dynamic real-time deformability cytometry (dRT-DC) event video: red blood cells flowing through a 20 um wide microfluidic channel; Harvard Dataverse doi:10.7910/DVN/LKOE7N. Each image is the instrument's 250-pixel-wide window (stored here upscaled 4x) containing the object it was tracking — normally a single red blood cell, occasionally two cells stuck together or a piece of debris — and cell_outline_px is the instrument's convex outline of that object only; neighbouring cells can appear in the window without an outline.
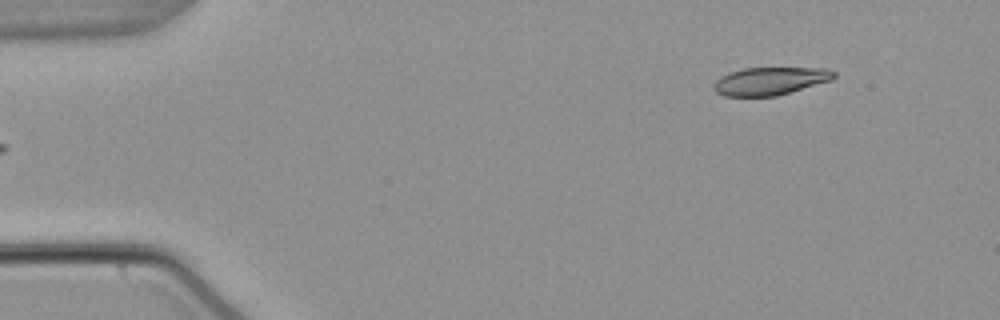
{"species": "common noctule bat (a hibernating species)", "species_latin": "Nyctalus noctula", "temperature_condition": "warm", "stored_images_in_passage": 48, "camera_frame_rate_fps": 3000, "um_per_image_px": 0.085, "animal": {"sex": "male", "body_mass_g": 21.5, "forearm_length_mm": 52.0}, "frame": {"image": 1, "passage_image": 1, "time_ms": 0.0, "image_size_px": [1000, 320], "cell_outline_px": [[836, 76], [832, 80], [776, 96], [724, 96], [716, 92], [712, 88], [716, 80], [720, 76], [728, 72], [744, 68], [828, 68], [836, 72]], "centroid_in_image_um": [65.45, 6.88], "position_along_channel_um": 19.5, "area_um2": 19.59}}
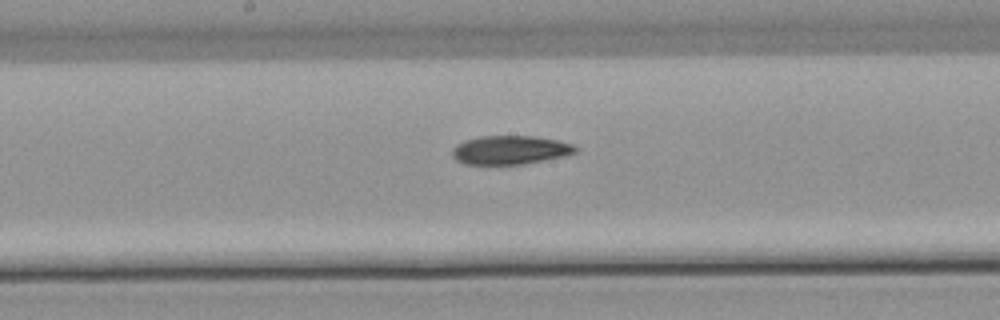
{"frame": {"image": 2, "passage_image": 23, "time_ms": 7.333, "image_size_px": [1000, 320], "cell_outline_px": [[580, 148], [576, 152], [564, 156], [544, 160], [520, 164], [464, 164], [456, 160], [452, 156], [452, 148], [456, 144], [464, 140], [480, 136], [536, 136], [556, 140], [572, 144]], "centroid_in_image_um": [43.34, 12.74], "position_along_channel_um": 204.9, "area_um2": 20.69}}
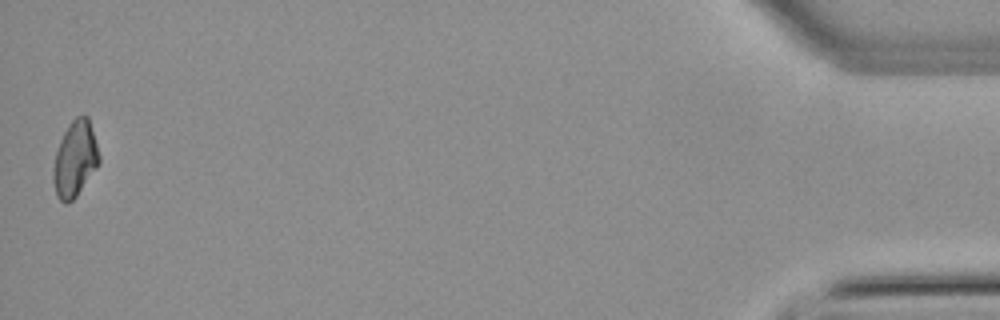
{"frame": {"image": 3, "passage_image": 48, "time_ms": 15.667, "image_size_px": [1000, 320], "cell_outline_px": [[100, 160], [96, 168], [76, 196], [68, 204], [64, 204], [56, 196], [52, 180], [52, 172], [56, 152], [60, 140], [68, 124], [76, 116], [88, 116], [100, 156]], "centroid_in_image_um": [6.35, 13.53], "position_along_channel_um": 428.8, "area_um2": 20.17}, "authors_computed_cell_mechanics": {"area_um2": 20.808, "velocity_mm_per_s": 3.8262, "shape_relaxation_time_tau1_ms": 7.0219, "shape_relaxation_time_tau2_ms": 10.7774, "deformation_change_tau1": 0.1968, "deformation_change_tau2": 0.1836}}